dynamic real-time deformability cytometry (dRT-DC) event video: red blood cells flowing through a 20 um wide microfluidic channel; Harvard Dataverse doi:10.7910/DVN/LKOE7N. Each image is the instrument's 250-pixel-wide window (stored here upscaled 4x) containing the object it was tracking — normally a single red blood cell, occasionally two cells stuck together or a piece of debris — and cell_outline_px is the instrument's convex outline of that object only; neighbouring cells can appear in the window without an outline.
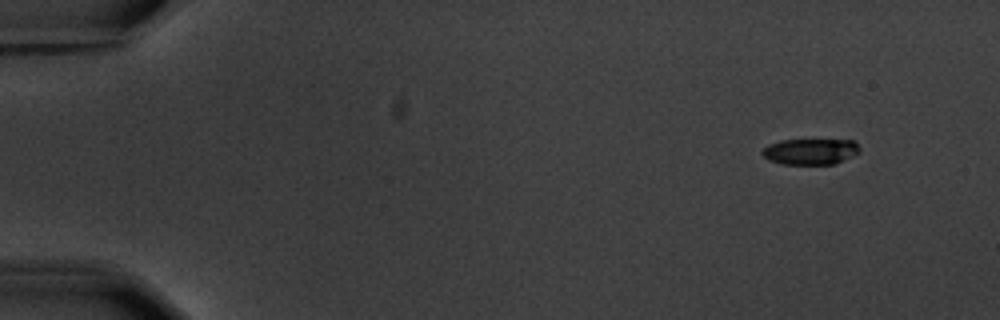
{"species": "common noctule bat (a hibernating species)", "species_latin": "Nyctalus noctula", "temperature_condition": "warm", "stored_images_in_passage": 6, "segment_of_instrument_passage": [2, 2], "camera_frame_rate_fps": 3000, "um_per_image_px": 0.085, "animal": {"sex": "male", "body_mass_g": 20.1, "forearm_length_mm": 53.5}, "frame": {"image": 1, "passage_image": 6, "time_ms": 6.0, "image_size_px": [1000, 320], "cell_outline_px": [[860, 152], [844, 160], [832, 164], [784, 164], [768, 160], [760, 152], [768, 144], [780, 140], [856, 140], [860, 148]], "centroid_in_image_um": [68.89, 12.87], "position_along_channel_um": 16.1, "area_um2": 14.8}}